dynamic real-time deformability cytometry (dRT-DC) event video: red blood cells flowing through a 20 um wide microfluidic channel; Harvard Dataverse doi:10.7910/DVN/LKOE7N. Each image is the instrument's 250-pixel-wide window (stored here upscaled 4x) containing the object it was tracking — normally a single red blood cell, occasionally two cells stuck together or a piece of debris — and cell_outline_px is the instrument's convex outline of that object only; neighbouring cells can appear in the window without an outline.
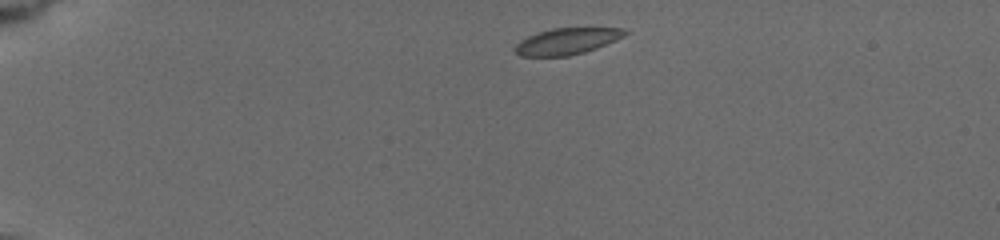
{"species": "common noctule bat (a hibernating species)", "species_latin": "Nyctalus noctula", "temperature_condition": "cold", "stored_images_in_passage": 14, "camera_frame_rate_fps": 3000, "um_per_image_px": 0.085, "animal": {"sex": "female", "body_mass_g": 19.5, "forearm_length_mm": 54.1}, "frame": {"image": 1, "passage_image": 1, "time_ms": 0.0, "image_size_px": [1000, 240], "cell_outline_px": [[632, 32], [616, 40], [596, 48], [584, 52], [568, 56], [520, 56], [512, 48], [520, 40], [536, 32], [552, 28], [624, 28]], "centroid_in_image_um": [48.19, 3.5], "position_along_channel_um": 36.8, "area_um2": 17.05}}
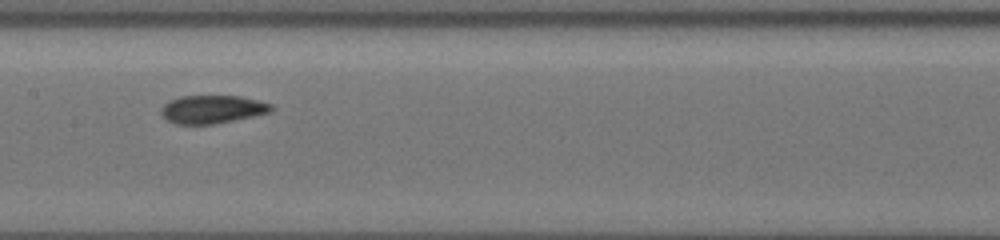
{"frame": {"image": 2, "passage_image": 12, "time_ms": 6.0, "image_size_px": [1000, 240], "cell_outline_px": [[276, 108], [268, 112], [232, 120], [212, 124], [176, 124], [168, 120], [160, 112], [160, 108], [168, 100], [180, 96], [240, 96], [272, 104]], "centroid_in_image_um": [18.0, 9.28], "position_along_channel_um": 189.4, "area_um2": 17.86}}
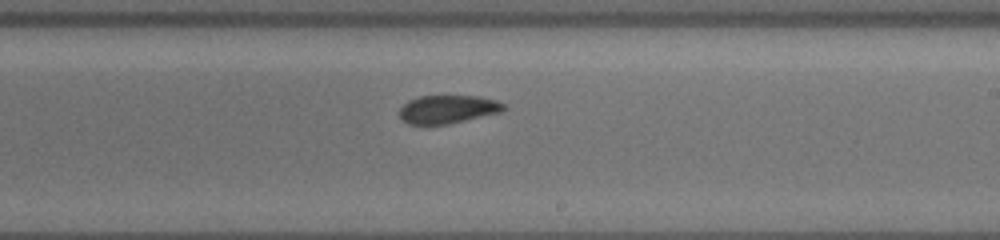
{"frame": {"image": 3, "passage_image": 14, "time_ms": 7.667, "image_size_px": [1000, 240], "cell_outline_px": [[508, 108], [504, 112], [444, 124], [408, 124], [400, 116], [400, 108], [408, 100], [420, 96], [480, 96], [496, 100], [504, 104]], "centroid_in_image_um": [38.11, 9.27], "position_along_channel_um": 250.9, "area_um2": 17.11}}